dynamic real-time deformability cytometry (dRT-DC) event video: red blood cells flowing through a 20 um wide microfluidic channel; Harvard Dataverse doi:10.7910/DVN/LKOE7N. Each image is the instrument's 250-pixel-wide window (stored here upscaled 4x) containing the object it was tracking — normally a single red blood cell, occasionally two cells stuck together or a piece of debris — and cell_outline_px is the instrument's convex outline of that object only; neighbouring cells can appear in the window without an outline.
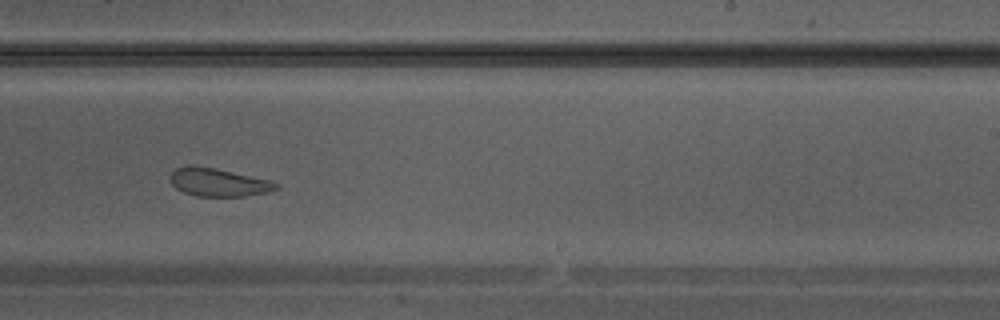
{"species": "Egyptian fruit bat (a non-hibernating species)", "species_latin": "Rousettus aegyptiacus", "temperature_condition": "warm", "stored_images_in_passage": 34, "camera_frame_rate_fps": 3000, "um_per_image_px": 0.085, "animal": {"sex": "male"}, "frame": {"image": 1, "passage_image": 20, "time_ms": 6.333, "image_size_px": [1000, 320], "cell_outline_px": [[280, 188], [268, 192], [244, 196], [196, 196], [184, 192], [176, 188], [172, 184], [168, 176], [176, 168], [216, 168], [272, 180], [280, 184]], "centroid_in_image_um": [18.65, 15.53], "position_along_channel_um": 270.4, "area_um2": 17.05}}